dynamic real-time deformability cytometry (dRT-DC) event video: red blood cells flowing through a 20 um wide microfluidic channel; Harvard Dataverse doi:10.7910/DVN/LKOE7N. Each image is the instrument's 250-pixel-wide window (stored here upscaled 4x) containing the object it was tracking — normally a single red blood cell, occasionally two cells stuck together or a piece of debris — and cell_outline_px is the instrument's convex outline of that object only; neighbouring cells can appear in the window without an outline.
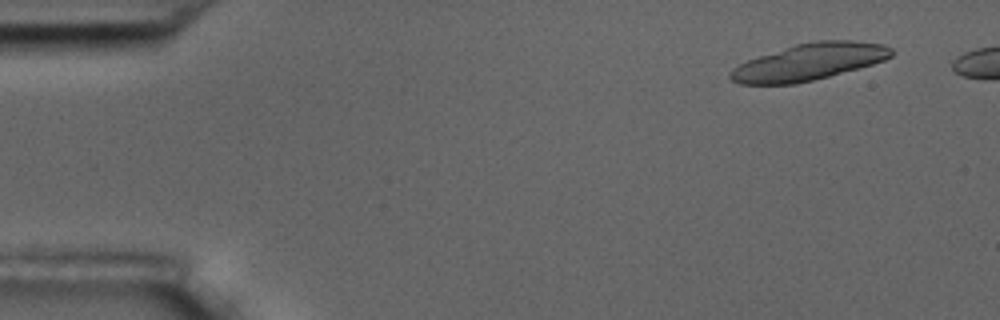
{"species": "common noctule bat (a hibernating species)", "species_latin": "Nyctalus noctula", "temperature_condition": "room temperature", "stored_images_in_passage": 7, "camera_frame_rate_fps": 3000, "um_per_image_px": 0.085, "animal": {"sex": "male", "body_mass_g": 17.5, "forearm_length_mm": 52.3}, "frame": {"image": 1, "passage_image": 2, "time_ms": 1.333, "image_size_px": [1000, 320], "cell_outline_px": [[892, 56], [884, 60], [872, 64], [828, 76], [796, 84], [740, 84], [732, 80], [728, 76], [728, 72], [732, 68], [748, 60], [796, 44], [816, 40], [852, 40], [884, 44], [892, 48]], "centroid_in_image_um": [68.77, 5.26], "position_along_channel_um": 16.2, "area_um2": 34.16}}